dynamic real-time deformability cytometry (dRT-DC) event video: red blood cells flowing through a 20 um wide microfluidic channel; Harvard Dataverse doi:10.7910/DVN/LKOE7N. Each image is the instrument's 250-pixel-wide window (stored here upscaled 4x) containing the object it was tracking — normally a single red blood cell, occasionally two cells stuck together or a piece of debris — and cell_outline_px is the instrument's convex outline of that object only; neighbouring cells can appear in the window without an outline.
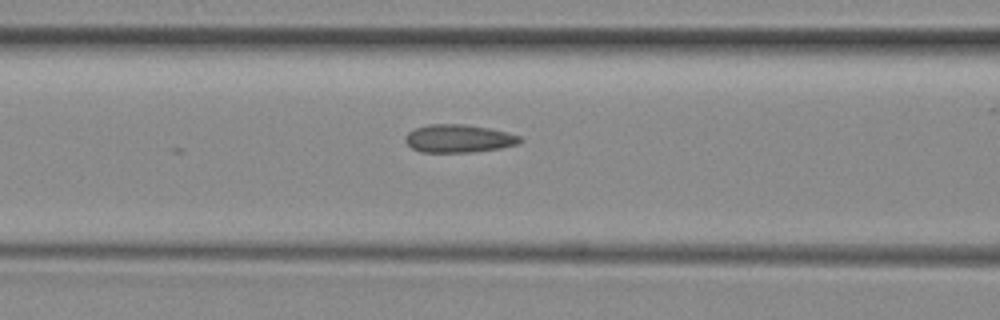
{"species": "common noctule bat (a hibernating species)", "species_latin": "Nyctalus noctula", "temperature_condition": "room temperature", "stored_images_in_passage": 8, "camera_frame_rate_fps": 3000, "um_per_image_px": 0.085, "animal": {"sex": "female", "body_mass_g": 29.2, "forearm_length_mm": 56.3}, "frame": {"image": 1, "passage_image": 8, "time_ms": 8.667, "image_size_px": [1000, 320], "cell_outline_px": [[524, 140], [520, 144], [500, 148], [472, 152], [420, 152], [412, 148], [404, 140], [404, 136], [408, 132], [416, 128], [428, 124], [464, 124], [488, 128], [508, 132], [520, 136]], "centroid_in_image_um": [39.0, 11.77], "position_along_channel_um": 127.6, "area_um2": 18.84}}